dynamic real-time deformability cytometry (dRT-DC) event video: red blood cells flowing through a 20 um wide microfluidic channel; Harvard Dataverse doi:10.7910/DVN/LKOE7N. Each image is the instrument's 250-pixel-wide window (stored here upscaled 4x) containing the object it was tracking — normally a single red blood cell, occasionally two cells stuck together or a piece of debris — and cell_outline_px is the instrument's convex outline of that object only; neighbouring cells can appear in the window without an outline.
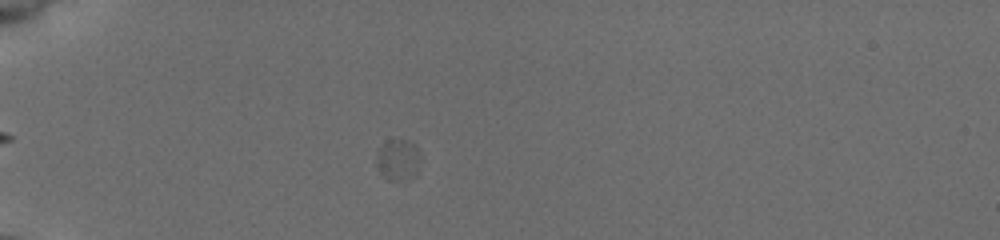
{"species": "common noctule bat (a hibernating species)", "species_latin": "Nyctalus noctula", "temperature_condition": "cold", "stored_images_in_passage": 38, "camera_frame_rate_fps": 3000, "um_per_image_px": 0.085, "animal": {"sex": "female", "body_mass_g": 19.5, "forearm_length_mm": 54.1}, "frame": {"image": 1, "passage_image": 1, "time_ms": 0.0, "image_size_px": [1000, 240], "cell_outline_px": [[420, 156], [416, 176], [404, 180], [388, 180], [384, 176], [376, 164], [376, 152], [388, 140], [408, 140], [416, 148]], "centroid_in_image_um": [33.83, 13.6], "position_along_channel_um": 51.2, "area_um2": 10.4}}
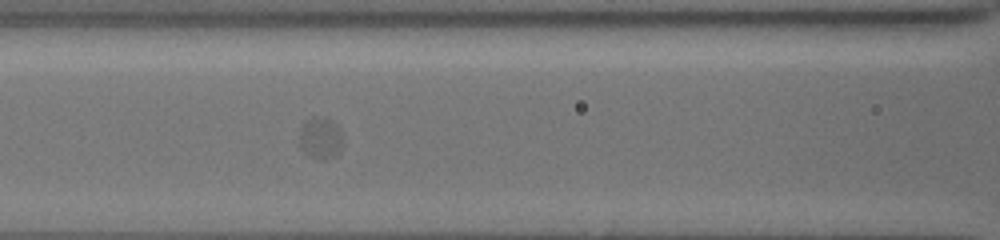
{"frame": {"image": 2, "passage_image": 10, "time_ms": 3.0, "image_size_px": [1000, 240], "cell_outline_px": [[340, 148], [332, 156], [320, 160], [312, 156], [300, 144], [300, 128], [312, 116], [324, 116], [332, 120], [340, 128]], "centroid_in_image_um": [27.24, 11.66], "position_along_channel_um": 139.4, "area_um2": 10.0}}
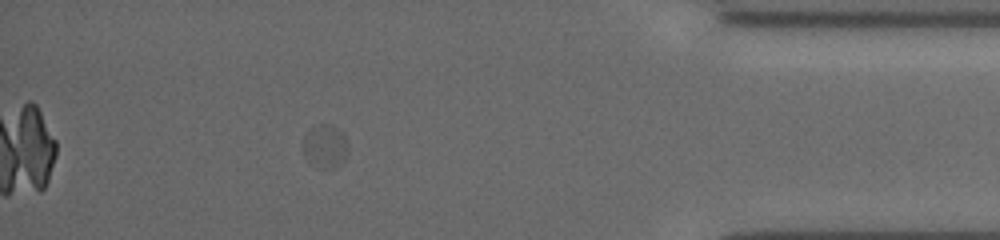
{"frame": {"image": 3, "passage_image": 33, "time_ms": 10.667, "image_size_px": [1000, 240], "cell_outline_px": [[348, 144], [344, 160], [340, 164], [332, 168], [308, 160], [304, 152], [304, 136], [308, 132], [320, 124], [328, 124], [336, 128], [344, 136]], "centroid_in_image_um": [27.66, 12.39], "position_along_channel_um": 407.5, "area_um2": 10.52}}